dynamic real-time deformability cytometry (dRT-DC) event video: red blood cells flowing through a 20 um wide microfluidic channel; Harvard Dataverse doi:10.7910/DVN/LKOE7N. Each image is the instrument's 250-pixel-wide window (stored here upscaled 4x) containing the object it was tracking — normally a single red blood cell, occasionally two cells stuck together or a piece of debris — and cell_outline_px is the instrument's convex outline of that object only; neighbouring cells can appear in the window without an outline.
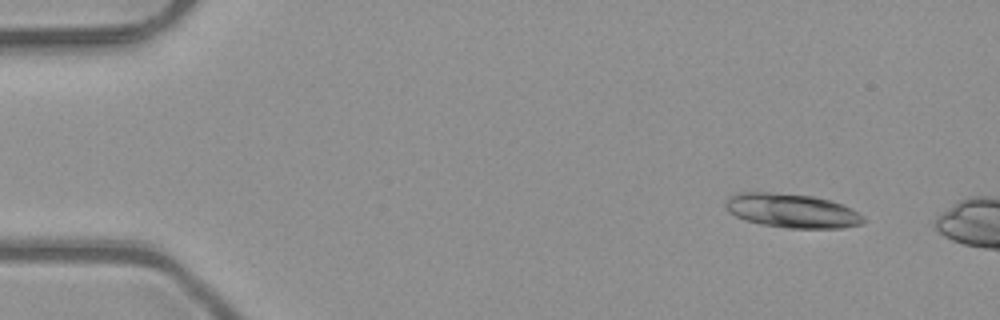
{"species": "common noctule bat (a hibernating species)", "species_latin": "Nyctalus noctula", "temperature_condition": "room temperature", "stored_images_in_passage": 2, "camera_frame_rate_fps": 3000, "um_per_image_px": 0.085, "animal": {"sex": "male", "body_mass_g": 23.1, "forearm_length_mm": 52.7}, "frame": {"image": 1, "passage_image": 1, "time_ms": 0.0, "image_size_px": [1000, 320], "cell_outline_px": [[868, 220], [864, 224], [840, 228], [788, 228], [764, 224], [744, 220], [728, 212], [724, 204], [724, 200], [728, 196], [736, 192], [768, 192], [816, 196], [832, 200], [864, 216]], "centroid_in_image_um": [67.29, 17.9], "position_along_channel_um": 17.7, "area_um2": 27.63}}